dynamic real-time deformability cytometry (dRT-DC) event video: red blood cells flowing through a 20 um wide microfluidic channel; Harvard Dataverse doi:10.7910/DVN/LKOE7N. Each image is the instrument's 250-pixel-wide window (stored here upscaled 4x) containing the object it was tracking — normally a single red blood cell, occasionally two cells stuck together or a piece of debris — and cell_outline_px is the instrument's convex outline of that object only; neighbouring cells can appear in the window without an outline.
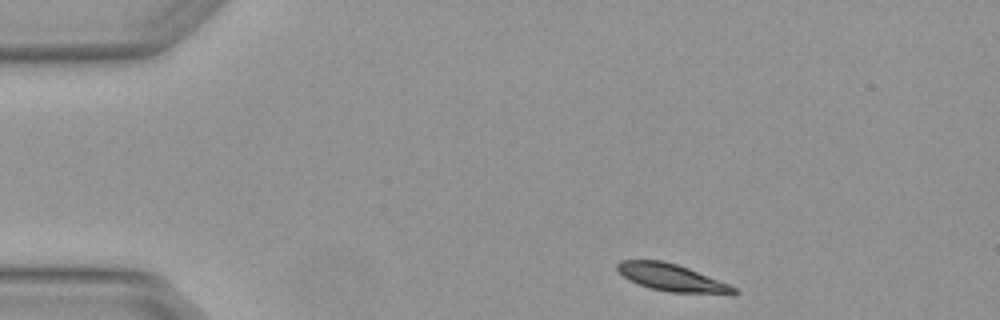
{"species": "Egyptian fruit bat (a non-hibernating species)", "species_latin": "Rousettus aegyptiacus", "temperature_condition": "warm", "stored_images_in_passage": 4, "camera_frame_rate_fps": 3000, "um_per_image_px": 0.085, "animal": {"sex": "female"}, "frame": {"image": 1, "passage_image": 1, "time_ms": 0.0, "image_size_px": [1000, 320], "cell_outline_px": [[740, 292], [736, 296], [732, 296], [668, 292], [648, 288], [628, 280], [616, 268], [616, 264], [620, 260], [660, 260], [676, 264], [688, 268], [728, 284], [736, 288]], "centroid_in_image_um": [57.18, 23.64], "position_along_channel_um": 27.8, "area_um2": 18.96}}
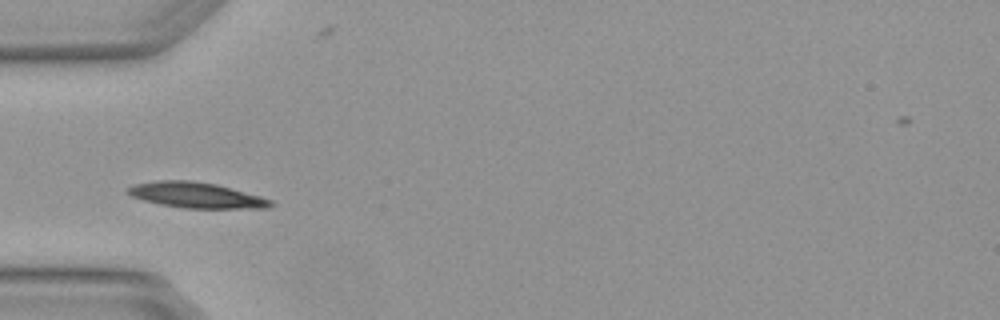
{"frame": {"image": 2, "passage_image": 3, "time_ms": 0.667, "image_size_px": [1000, 320], "cell_outline_px": [[276, 204], [272, 208], [184, 208], [160, 204], [144, 200], [132, 196], [124, 192], [132, 184], [156, 180], [192, 180], [216, 184], [260, 196], [272, 200]], "centroid_in_image_um": [16.68, 16.58], "position_along_channel_um": 68.3, "area_um2": 21.44}}